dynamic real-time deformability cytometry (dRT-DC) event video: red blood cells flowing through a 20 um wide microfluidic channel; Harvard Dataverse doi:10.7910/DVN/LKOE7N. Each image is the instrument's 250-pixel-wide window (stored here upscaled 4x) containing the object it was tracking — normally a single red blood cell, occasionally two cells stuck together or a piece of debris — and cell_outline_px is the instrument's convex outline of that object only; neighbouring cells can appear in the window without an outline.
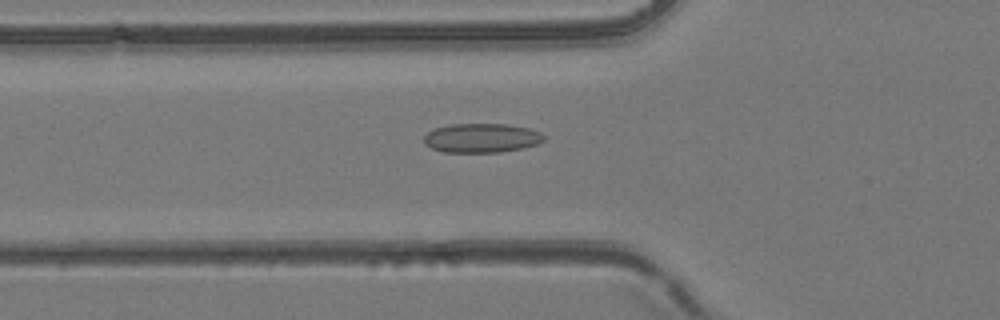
{"species": "common noctule bat (a hibernating species)", "species_latin": "Nyctalus noctula", "temperature_condition": "room temperature", "stored_images_in_passage": 49, "camera_frame_rate_fps": 3000, "um_per_image_px": 0.085, "animal": {"sex": "female", "body_mass_g": 24.6, "forearm_length_mm": 56.2}, "frame": {"image": 1, "passage_image": 18, "time_ms": 5.667, "image_size_px": [1000, 320], "cell_outline_px": [[544, 140], [536, 144], [520, 148], [500, 152], [444, 152], [432, 148], [424, 144], [424, 136], [428, 132], [436, 128], [452, 124], [508, 124], [528, 128], [540, 132], [544, 136]], "centroid_in_image_um": [40.92, 11.73], "position_along_channel_um": 84.9, "area_um2": 20.23}}
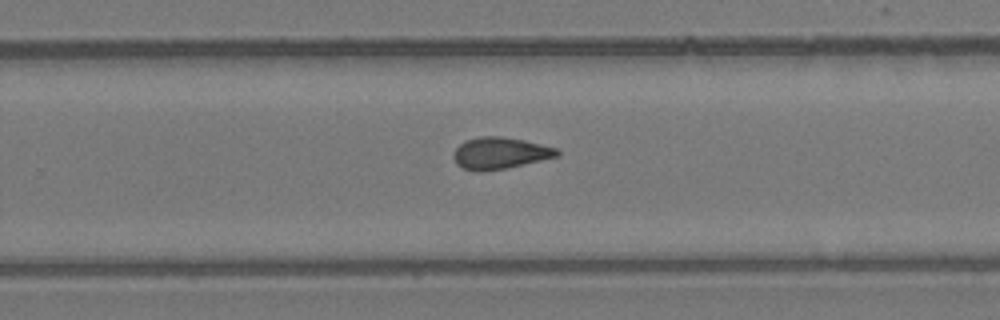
{"frame": {"image": 2, "passage_image": 32, "time_ms": 10.333, "image_size_px": [1000, 320], "cell_outline_px": [[560, 156], [504, 168], [484, 172], [472, 172], [456, 164], [452, 156], [452, 152], [464, 140], [480, 136], [500, 136], [524, 140], [556, 148], [560, 152]], "centroid_in_image_um": [42.45, 13.02], "position_along_channel_um": 287.4, "area_um2": 19.25}}
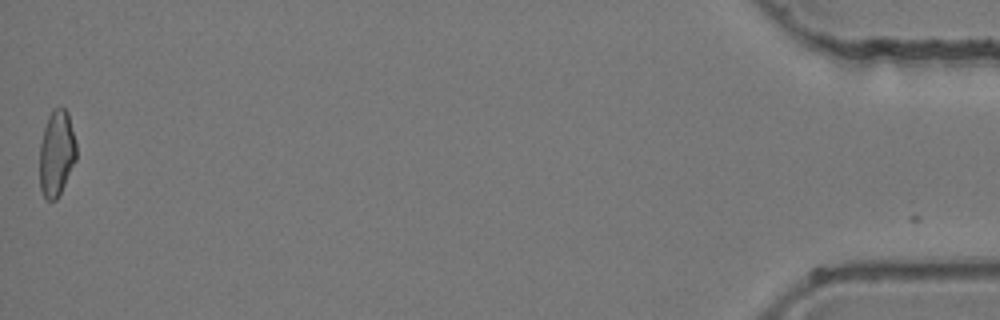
{"frame": {"image": 3, "passage_image": 49, "time_ms": 16.0, "image_size_px": [1000, 320], "cell_outline_px": [[76, 160], [56, 200], [48, 200], [44, 196], [40, 188], [40, 144], [44, 128], [48, 116], [52, 108], [64, 108], [68, 112], [76, 144]], "centroid_in_image_um": [4.8, 13.0], "position_along_channel_um": 430.4, "area_um2": 18.21}}